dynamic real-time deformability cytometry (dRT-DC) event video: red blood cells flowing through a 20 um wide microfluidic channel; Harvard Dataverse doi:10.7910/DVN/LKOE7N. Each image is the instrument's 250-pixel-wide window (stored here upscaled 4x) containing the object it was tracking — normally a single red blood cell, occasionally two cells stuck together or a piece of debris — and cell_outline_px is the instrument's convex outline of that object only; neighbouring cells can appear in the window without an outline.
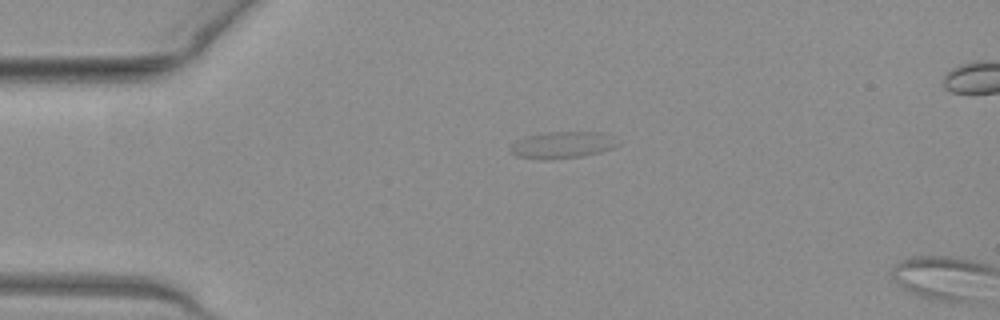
{"species": "common noctule bat (a hibernating species)", "species_latin": "Nyctalus noctula", "temperature_condition": "warm", "stored_images_in_passage": 3, "camera_frame_rate_fps": 3000, "um_per_image_px": 0.085, "animal": {"sex": "female", "body_mass_g": 19.3, "forearm_length_mm": 54.1}, "frame": {"image": 1, "passage_image": 1, "time_ms": 0.0, "image_size_px": [1000, 320], "cell_outline_px": [[620, 144], [612, 148], [600, 152], [580, 156], [544, 160], [540, 160], [516, 156], [508, 148], [516, 140], [528, 136], [548, 132], [600, 132]], "centroid_in_image_um": [47.72, 12.33], "position_along_channel_um": 37.3, "area_um2": 16.42}}